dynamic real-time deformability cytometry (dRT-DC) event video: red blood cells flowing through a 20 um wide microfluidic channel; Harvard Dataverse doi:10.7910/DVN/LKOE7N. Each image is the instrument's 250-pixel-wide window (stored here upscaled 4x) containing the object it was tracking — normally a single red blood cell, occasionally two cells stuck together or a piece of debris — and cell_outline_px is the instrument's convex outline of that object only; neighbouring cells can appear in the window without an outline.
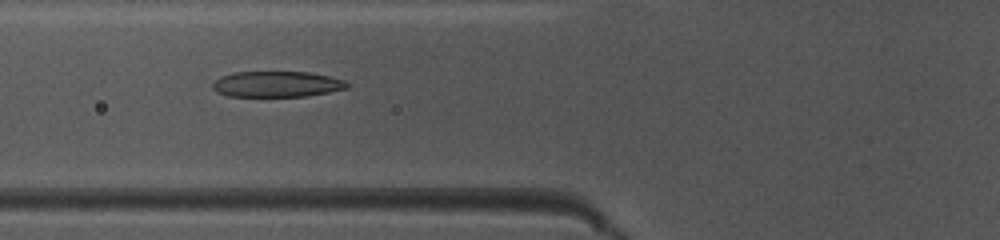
{"species": "common noctule bat (a hibernating species)", "species_latin": "Nyctalus noctula", "temperature_condition": "warm", "stored_images_in_passage": 41, "camera_frame_rate_fps": 3000, "um_per_image_px": 0.085, "animal": {"sex": "female", "body_mass_g": 10.0, "forearm_length_mm": 53.1}, "frame": {"image": 1, "passage_image": 11, "time_ms": 3.333, "image_size_px": [1000, 240], "cell_outline_px": [[348, 88], [328, 92], [304, 96], [228, 96], [216, 92], [212, 88], [212, 84], [220, 76], [232, 72], [308, 72], [328, 76], [344, 80], [348, 84]], "centroid_in_image_um": [23.49, 7.15], "position_along_channel_um": 102.3, "area_um2": 20.11}}
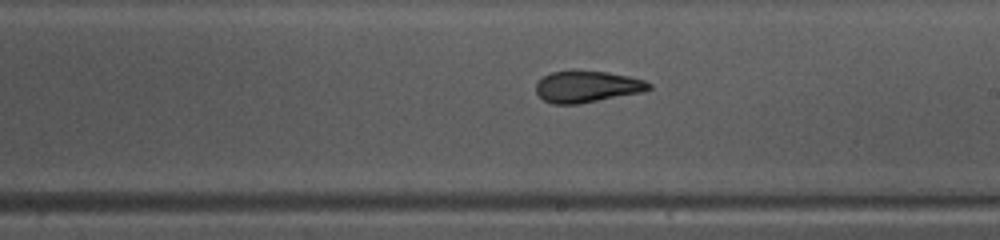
{"frame": {"image": 2, "passage_image": 21, "time_ms": 6.667, "image_size_px": [1000, 240], "cell_outline_px": [[652, 88], [644, 92], [576, 104], [552, 104], [544, 100], [536, 92], [536, 84], [544, 76], [552, 72], [608, 72], [628, 76], [644, 80], [652, 84]], "centroid_in_image_um": [49.94, 7.38], "position_along_channel_um": 239.1, "area_um2": 20.35}}
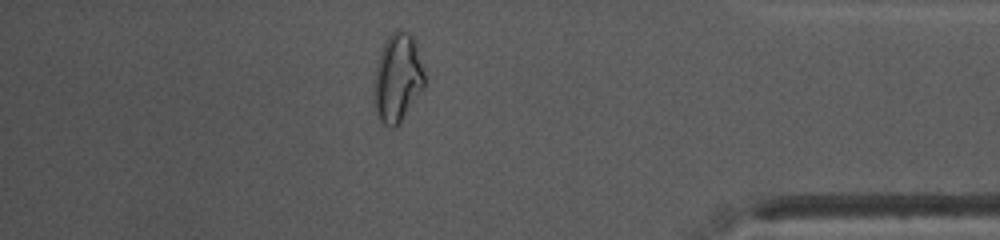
{"frame": {"image": 3, "passage_image": 35, "time_ms": 11.333, "image_size_px": [1000, 240], "cell_outline_px": [[424, 88], [400, 124], [396, 128], [392, 128], [384, 124], [376, 116], [372, 100], [372, 88], [376, 64], [380, 52], [388, 36], [396, 28], [400, 28], [408, 32], [412, 36], [424, 72]], "centroid_in_image_um": [33.74, 6.68], "position_along_channel_um": 401.5, "area_um2": 26.59}, "authors_computed_cell_mechanics": {"area_um2": 21.2126, "velocity_mm_per_s": 4.0835, "shape_relaxation_time_tau1_ms": 6.8204, "shape_relaxation_time_tau2_ms": 1.6396, "deformation_change_tau1": 0.2548, "deformation_change_tau2": 0.0977}}